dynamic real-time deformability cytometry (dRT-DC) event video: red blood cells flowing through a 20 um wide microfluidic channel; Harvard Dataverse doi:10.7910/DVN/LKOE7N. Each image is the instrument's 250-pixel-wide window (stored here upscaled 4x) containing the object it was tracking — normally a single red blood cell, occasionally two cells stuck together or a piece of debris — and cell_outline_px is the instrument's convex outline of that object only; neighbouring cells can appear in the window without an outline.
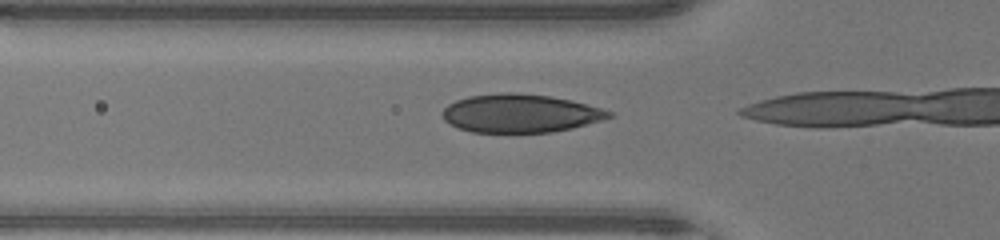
{"species": "human", "species_latin": "Homo sapiens", "temperature_condition": "warm", "stored_images_in_passage": 12, "camera_frame_rate_fps": 3000, "um_per_image_px": 0.085, "donor": {"sex": "male"}, "frame": {"image": 1, "passage_image": 10, "time_ms": 3.0, "image_size_px": [1000, 240], "cell_outline_px": [[612, 116], [600, 120], [572, 128], [552, 132], [472, 132], [456, 128], [448, 124], [444, 120], [440, 112], [448, 104], [456, 100], [468, 96], [504, 92], [516, 92], [552, 96], [572, 100], [600, 108], [612, 112]], "centroid_in_image_um": [44.15, 9.63], "position_along_channel_um": 81.6, "area_um2": 37.34}}